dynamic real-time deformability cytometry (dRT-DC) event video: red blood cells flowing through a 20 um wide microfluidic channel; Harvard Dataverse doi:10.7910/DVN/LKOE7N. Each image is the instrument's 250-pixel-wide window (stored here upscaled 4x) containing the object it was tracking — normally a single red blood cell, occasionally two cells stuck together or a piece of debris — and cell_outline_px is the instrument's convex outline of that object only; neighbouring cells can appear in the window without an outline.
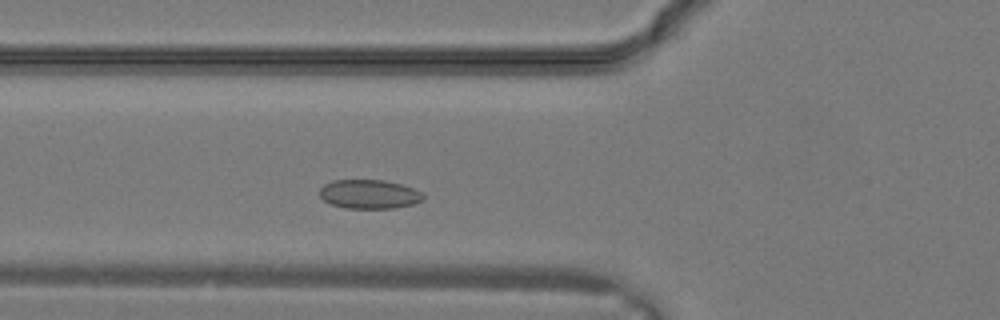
{"species": "common noctule bat (a hibernating species)", "species_latin": "Nyctalus noctula", "temperature_condition": "warm", "stored_images_in_passage": 7, "camera_frame_rate_fps": 3000, "um_per_image_px": 0.085, "animal": {"sex": "male", "body_mass_g": 19.2, "forearm_length_mm": 51.8}, "frame": {"image": 1, "passage_image": 3, "time_ms": 0.667, "image_size_px": [1000, 320], "cell_outline_px": [[424, 200], [412, 204], [396, 208], [344, 208], [332, 204], [324, 200], [320, 196], [320, 188], [324, 184], [332, 180], [384, 180], [400, 184], [412, 188], [420, 192], [424, 196]], "centroid_in_image_um": [31.37, 16.5], "position_along_channel_um": 94.4, "area_um2": 17.46}}
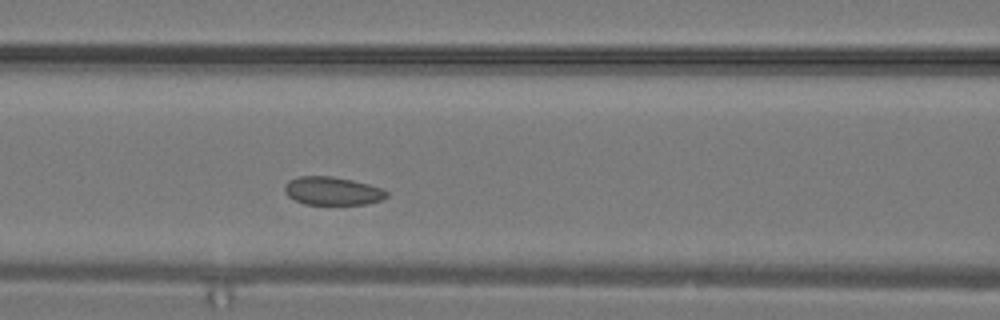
{"frame": {"image": 2, "passage_image": 5, "time_ms": 1.333, "image_size_px": [1000, 320], "cell_outline_px": [[388, 196], [380, 200], [368, 204], [304, 204], [288, 196], [284, 192], [284, 184], [288, 180], [300, 176], [332, 176], [352, 180], [384, 188], [388, 192]], "centroid_in_image_um": [28.26, 16.22], "position_along_channel_um": 138.3, "area_um2": 16.88}}
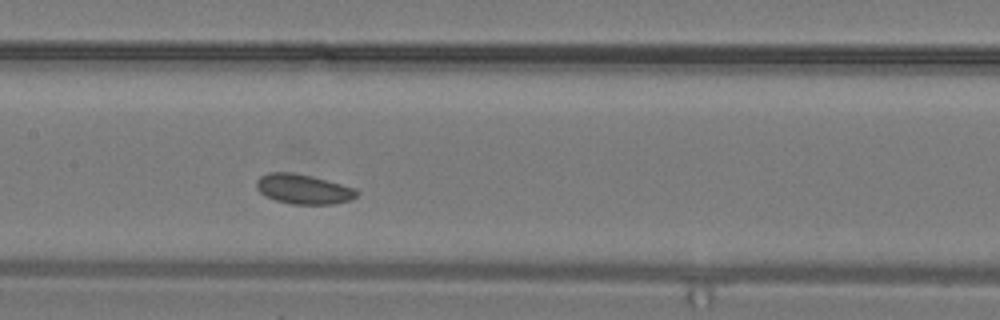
{"frame": {"image": 3, "passage_image": 7, "time_ms": 2.0, "image_size_px": [1000, 320], "cell_outline_px": [[360, 192], [352, 200], [332, 204], [292, 204], [276, 200], [264, 196], [256, 188], [256, 180], [260, 176], [268, 172], [292, 172], [312, 176], [356, 188]], "centroid_in_image_um": [25.79, 16.07], "position_along_channel_um": 181.6, "area_um2": 17.57}}